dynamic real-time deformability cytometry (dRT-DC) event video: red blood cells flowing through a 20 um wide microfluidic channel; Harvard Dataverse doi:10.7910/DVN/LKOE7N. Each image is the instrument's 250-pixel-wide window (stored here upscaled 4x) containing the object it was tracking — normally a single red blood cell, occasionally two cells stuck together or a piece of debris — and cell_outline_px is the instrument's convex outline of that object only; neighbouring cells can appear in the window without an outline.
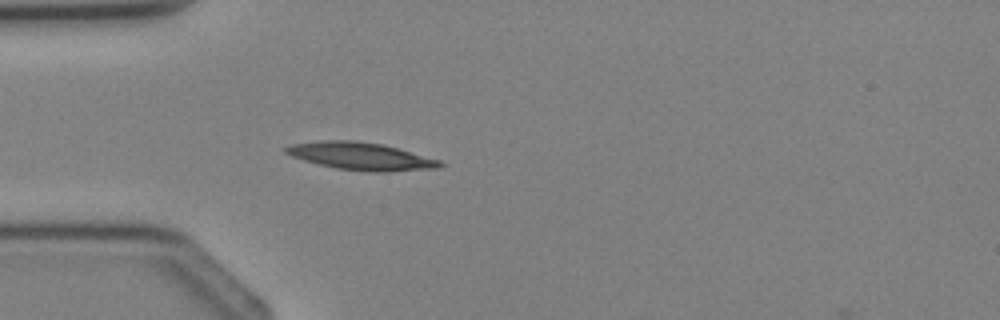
{"species": "Egyptian fruit bat (a non-hibernating species)", "species_latin": "Rousettus aegyptiacus", "temperature_condition": "cold", "stored_images_in_passage": 3, "camera_frame_rate_fps": 3000, "um_per_image_px": 0.085, "animal": {"sex": "female"}, "frame": {"image": 1, "passage_image": 2, "time_ms": 2.0, "image_size_px": [1000, 320], "cell_outline_px": [[444, 168], [388, 172], [372, 172], [336, 168], [304, 160], [292, 156], [284, 152], [284, 148], [292, 144], [320, 140], [352, 140], [380, 144], [396, 148], [440, 160], [444, 164]], "centroid_in_image_um": [30.71, 13.29], "position_along_channel_um": 54.3, "area_um2": 24.62}}